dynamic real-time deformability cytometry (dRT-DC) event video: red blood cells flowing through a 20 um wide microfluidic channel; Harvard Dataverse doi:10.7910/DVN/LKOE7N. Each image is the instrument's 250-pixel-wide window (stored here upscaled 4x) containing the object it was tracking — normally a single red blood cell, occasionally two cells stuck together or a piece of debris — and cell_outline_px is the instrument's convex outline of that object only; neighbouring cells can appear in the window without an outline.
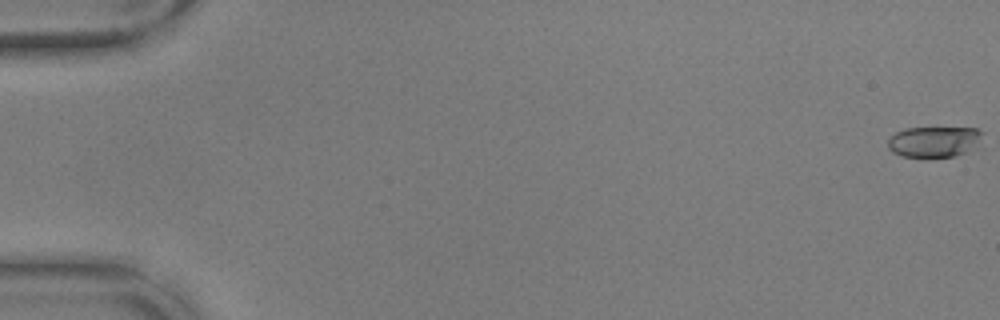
{"species": "common noctule bat (a hibernating species)", "species_latin": "Nyctalus noctula", "temperature_condition": "warm", "stored_images_in_passage": 57, "camera_frame_rate_fps": 3000, "um_per_image_px": 0.085, "animal": {"sex": "male", "body_mass_g": 17.9, "forearm_length_mm": 54.2}, "frame": {"image": 1, "passage_image": 1, "time_ms": 0.0, "image_size_px": [1000, 320], "cell_outline_px": [[984, 132], [964, 152], [956, 156], [928, 160], [900, 156], [892, 152], [888, 148], [888, 140], [896, 132], [904, 128], [976, 128]], "centroid_in_image_um": [79.27, 12.09], "position_along_channel_um": 5.7, "area_um2": 17.11}}
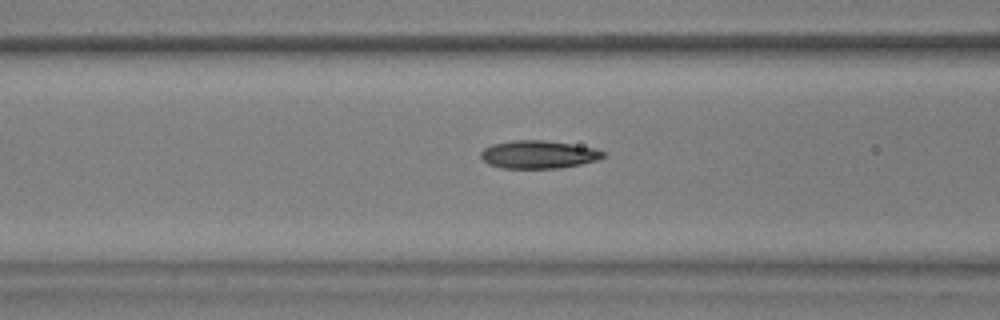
{"frame": {"image": 2, "passage_image": 24, "time_ms": 7.667, "image_size_px": [1000, 320], "cell_outline_px": [[604, 156], [596, 160], [580, 164], [560, 168], [500, 168], [488, 164], [480, 156], [480, 152], [484, 148], [492, 144], [512, 140], [544, 140], [572, 144], [592, 148], [604, 152]], "centroid_in_image_um": [45.71, 13.13], "position_along_channel_um": 120.9, "area_um2": 19.83}}
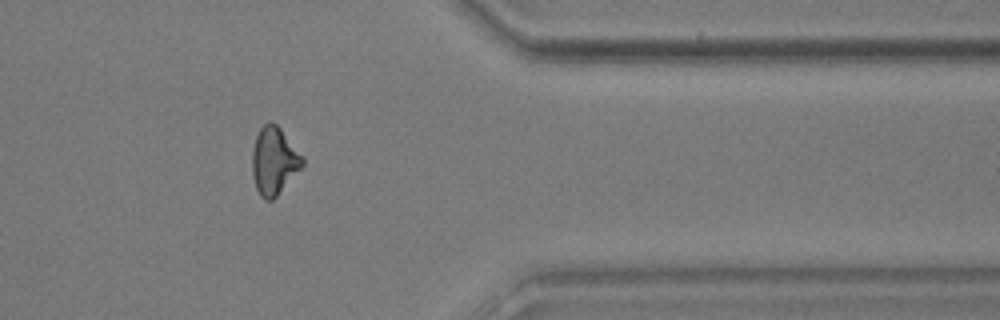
{"frame": {"image": 3, "passage_image": 47, "time_ms": 15.333, "image_size_px": [1000, 320], "cell_outline_px": [[304, 164], [276, 196], [272, 200], [264, 200], [260, 196], [256, 188], [252, 176], [252, 152], [256, 136], [260, 128], [268, 120], [276, 124], [280, 128], [304, 156]], "centroid_in_image_um": [23.28, 13.66], "position_along_channel_um": 388.1, "area_um2": 19.77}, "authors_computed_cell_mechanics": {"area_um2": 19.363, "velocity_mm_per_s": 3.6673, "shape_relaxation_time_tau1_ms": 4.883, "shape_relaxation_time_tau2_ms": 3.8169, "deformation_change_tau1": 0.1453, "deformation_change_tau2": 0.115}}